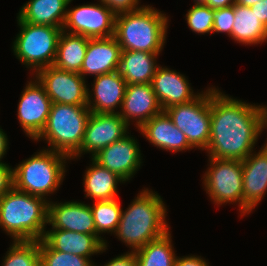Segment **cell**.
Returning <instances> with one entry per match:
<instances>
[{
	"label": "cell",
	"instance_id": "cell-37",
	"mask_svg": "<svg viewBox=\"0 0 267 266\" xmlns=\"http://www.w3.org/2000/svg\"><path fill=\"white\" fill-rule=\"evenodd\" d=\"M175 266H209V264L201 256L188 255L183 257L177 256Z\"/></svg>",
	"mask_w": 267,
	"mask_h": 266
},
{
	"label": "cell",
	"instance_id": "cell-25",
	"mask_svg": "<svg viewBox=\"0 0 267 266\" xmlns=\"http://www.w3.org/2000/svg\"><path fill=\"white\" fill-rule=\"evenodd\" d=\"M91 161L83 178L85 197L95 201L118 199L117 186L125 181L116 173L97 163L92 157Z\"/></svg>",
	"mask_w": 267,
	"mask_h": 266
},
{
	"label": "cell",
	"instance_id": "cell-24",
	"mask_svg": "<svg viewBox=\"0 0 267 266\" xmlns=\"http://www.w3.org/2000/svg\"><path fill=\"white\" fill-rule=\"evenodd\" d=\"M159 54L122 50L117 71L127 85L151 83L159 66L156 61Z\"/></svg>",
	"mask_w": 267,
	"mask_h": 266
},
{
	"label": "cell",
	"instance_id": "cell-2",
	"mask_svg": "<svg viewBox=\"0 0 267 266\" xmlns=\"http://www.w3.org/2000/svg\"><path fill=\"white\" fill-rule=\"evenodd\" d=\"M163 202L158 193L148 188L143 189L128 208L122 210L114 234L133 252L163 236L170 231L166 220L167 209Z\"/></svg>",
	"mask_w": 267,
	"mask_h": 266
},
{
	"label": "cell",
	"instance_id": "cell-20",
	"mask_svg": "<svg viewBox=\"0 0 267 266\" xmlns=\"http://www.w3.org/2000/svg\"><path fill=\"white\" fill-rule=\"evenodd\" d=\"M121 51L115 36L90 38L79 74L86 79L87 75H95L94 77H96L117 71Z\"/></svg>",
	"mask_w": 267,
	"mask_h": 266
},
{
	"label": "cell",
	"instance_id": "cell-26",
	"mask_svg": "<svg viewBox=\"0 0 267 266\" xmlns=\"http://www.w3.org/2000/svg\"><path fill=\"white\" fill-rule=\"evenodd\" d=\"M234 18L232 40L250 46L267 42V27L250 7L234 4Z\"/></svg>",
	"mask_w": 267,
	"mask_h": 266
},
{
	"label": "cell",
	"instance_id": "cell-1",
	"mask_svg": "<svg viewBox=\"0 0 267 266\" xmlns=\"http://www.w3.org/2000/svg\"><path fill=\"white\" fill-rule=\"evenodd\" d=\"M209 158L243 161L263 131L262 105L229 97L211 87Z\"/></svg>",
	"mask_w": 267,
	"mask_h": 266
},
{
	"label": "cell",
	"instance_id": "cell-21",
	"mask_svg": "<svg viewBox=\"0 0 267 266\" xmlns=\"http://www.w3.org/2000/svg\"><path fill=\"white\" fill-rule=\"evenodd\" d=\"M42 240L51 248L81 257H90L107 250V241L98 235L79 233L62 229L45 231Z\"/></svg>",
	"mask_w": 267,
	"mask_h": 266
},
{
	"label": "cell",
	"instance_id": "cell-9",
	"mask_svg": "<svg viewBox=\"0 0 267 266\" xmlns=\"http://www.w3.org/2000/svg\"><path fill=\"white\" fill-rule=\"evenodd\" d=\"M174 125L185 134L193 148L206 150L210 140L211 88L193 101L165 110Z\"/></svg>",
	"mask_w": 267,
	"mask_h": 266
},
{
	"label": "cell",
	"instance_id": "cell-30",
	"mask_svg": "<svg viewBox=\"0 0 267 266\" xmlns=\"http://www.w3.org/2000/svg\"><path fill=\"white\" fill-rule=\"evenodd\" d=\"M2 266H41L38 240L12 241Z\"/></svg>",
	"mask_w": 267,
	"mask_h": 266
},
{
	"label": "cell",
	"instance_id": "cell-8",
	"mask_svg": "<svg viewBox=\"0 0 267 266\" xmlns=\"http://www.w3.org/2000/svg\"><path fill=\"white\" fill-rule=\"evenodd\" d=\"M208 170L203 175V185L217 206L238 203L243 216V166L240 160L209 158Z\"/></svg>",
	"mask_w": 267,
	"mask_h": 266
},
{
	"label": "cell",
	"instance_id": "cell-14",
	"mask_svg": "<svg viewBox=\"0 0 267 266\" xmlns=\"http://www.w3.org/2000/svg\"><path fill=\"white\" fill-rule=\"evenodd\" d=\"M141 157L137 139L135 140V137L127 134L100 150L92 158L127 182L134 177L142 165Z\"/></svg>",
	"mask_w": 267,
	"mask_h": 266
},
{
	"label": "cell",
	"instance_id": "cell-38",
	"mask_svg": "<svg viewBox=\"0 0 267 266\" xmlns=\"http://www.w3.org/2000/svg\"><path fill=\"white\" fill-rule=\"evenodd\" d=\"M250 9L258 19L267 27V0H261L250 6Z\"/></svg>",
	"mask_w": 267,
	"mask_h": 266
},
{
	"label": "cell",
	"instance_id": "cell-16",
	"mask_svg": "<svg viewBox=\"0 0 267 266\" xmlns=\"http://www.w3.org/2000/svg\"><path fill=\"white\" fill-rule=\"evenodd\" d=\"M163 112V109L155 95L151 83L130 84L126 86L121 110L118 113L121 118L130 126L135 122L139 129L153 116ZM135 120V121H133Z\"/></svg>",
	"mask_w": 267,
	"mask_h": 266
},
{
	"label": "cell",
	"instance_id": "cell-31",
	"mask_svg": "<svg viewBox=\"0 0 267 266\" xmlns=\"http://www.w3.org/2000/svg\"><path fill=\"white\" fill-rule=\"evenodd\" d=\"M39 256L41 266H93L90 259L51 249L43 240H39Z\"/></svg>",
	"mask_w": 267,
	"mask_h": 266
},
{
	"label": "cell",
	"instance_id": "cell-19",
	"mask_svg": "<svg viewBox=\"0 0 267 266\" xmlns=\"http://www.w3.org/2000/svg\"><path fill=\"white\" fill-rule=\"evenodd\" d=\"M93 82L92 91L87 88V107L91 113H119L117 108L121 110L127 86L121 74L118 71L102 74L94 77Z\"/></svg>",
	"mask_w": 267,
	"mask_h": 266
},
{
	"label": "cell",
	"instance_id": "cell-22",
	"mask_svg": "<svg viewBox=\"0 0 267 266\" xmlns=\"http://www.w3.org/2000/svg\"><path fill=\"white\" fill-rule=\"evenodd\" d=\"M148 142L162 150L173 153L194 149L183 134L173 123L168 114L153 116L138 129Z\"/></svg>",
	"mask_w": 267,
	"mask_h": 266
},
{
	"label": "cell",
	"instance_id": "cell-28",
	"mask_svg": "<svg viewBox=\"0 0 267 266\" xmlns=\"http://www.w3.org/2000/svg\"><path fill=\"white\" fill-rule=\"evenodd\" d=\"M171 237V232L168 231L136 250L137 266H175L177 256Z\"/></svg>",
	"mask_w": 267,
	"mask_h": 266
},
{
	"label": "cell",
	"instance_id": "cell-40",
	"mask_svg": "<svg viewBox=\"0 0 267 266\" xmlns=\"http://www.w3.org/2000/svg\"><path fill=\"white\" fill-rule=\"evenodd\" d=\"M8 149V138L6 133L3 131V129L0 128V165L6 164L4 161L2 162V158L7 153Z\"/></svg>",
	"mask_w": 267,
	"mask_h": 266
},
{
	"label": "cell",
	"instance_id": "cell-34",
	"mask_svg": "<svg viewBox=\"0 0 267 266\" xmlns=\"http://www.w3.org/2000/svg\"><path fill=\"white\" fill-rule=\"evenodd\" d=\"M99 1L106 7H108L115 15L126 12H132L144 6V5L139 6L140 0H99Z\"/></svg>",
	"mask_w": 267,
	"mask_h": 266
},
{
	"label": "cell",
	"instance_id": "cell-18",
	"mask_svg": "<svg viewBox=\"0 0 267 266\" xmlns=\"http://www.w3.org/2000/svg\"><path fill=\"white\" fill-rule=\"evenodd\" d=\"M48 225L62 229L97 235L90 204L79 201L52 202L48 204Z\"/></svg>",
	"mask_w": 267,
	"mask_h": 266
},
{
	"label": "cell",
	"instance_id": "cell-42",
	"mask_svg": "<svg viewBox=\"0 0 267 266\" xmlns=\"http://www.w3.org/2000/svg\"><path fill=\"white\" fill-rule=\"evenodd\" d=\"M262 111H263V129H265L267 127V106L262 105Z\"/></svg>",
	"mask_w": 267,
	"mask_h": 266
},
{
	"label": "cell",
	"instance_id": "cell-29",
	"mask_svg": "<svg viewBox=\"0 0 267 266\" xmlns=\"http://www.w3.org/2000/svg\"><path fill=\"white\" fill-rule=\"evenodd\" d=\"M118 199L94 201L90 209L94 218L96 233H115L121 219L122 206Z\"/></svg>",
	"mask_w": 267,
	"mask_h": 266
},
{
	"label": "cell",
	"instance_id": "cell-27",
	"mask_svg": "<svg viewBox=\"0 0 267 266\" xmlns=\"http://www.w3.org/2000/svg\"><path fill=\"white\" fill-rule=\"evenodd\" d=\"M90 38L62 31L57 44L54 66L68 72L79 73Z\"/></svg>",
	"mask_w": 267,
	"mask_h": 266
},
{
	"label": "cell",
	"instance_id": "cell-33",
	"mask_svg": "<svg viewBox=\"0 0 267 266\" xmlns=\"http://www.w3.org/2000/svg\"><path fill=\"white\" fill-rule=\"evenodd\" d=\"M235 22L234 5L214 10L213 33H227L232 39V28Z\"/></svg>",
	"mask_w": 267,
	"mask_h": 266
},
{
	"label": "cell",
	"instance_id": "cell-43",
	"mask_svg": "<svg viewBox=\"0 0 267 266\" xmlns=\"http://www.w3.org/2000/svg\"><path fill=\"white\" fill-rule=\"evenodd\" d=\"M207 0H194L195 4H205Z\"/></svg>",
	"mask_w": 267,
	"mask_h": 266
},
{
	"label": "cell",
	"instance_id": "cell-13",
	"mask_svg": "<svg viewBox=\"0 0 267 266\" xmlns=\"http://www.w3.org/2000/svg\"><path fill=\"white\" fill-rule=\"evenodd\" d=\"M51 105L52 101L38 79L34 77L33 81H28L19 100L17 117L29 138L35 140L41 134L47 123Z\"/></svg>",
	"mask_w": 267,
	"mask_h": 266
},
{
	"label": "cell",
	"instance_id": "cell-17",
	"mask_svg": "<svg viewBox=\"0 0 267 266\" xmlns=\"http://www.w3.org/2000/svg\"><path fill=\"white\" fill-rule=\"evenodd\" d=\"M185 75L159 65L152 78L151 86L163 109L186 104L197 98L201 92L194 93Z\"/></svg>",
	"mask_w": 267,
	"mask_h": 266
},
{
	"label": "cell",
	"instance_id": "cell-23",
	"mask_svg": "<svg viewBox=\"0 0 267 266\" xmlns=\"http://www.w3.org/2000/svg\"><path fill=\"white\" fill-rule=\"evenodd\" d=\"M73 0H29L17 15L20 21L30 24L49 25L62 28L67 6Z\"/></svg>",
	"mask_w": 267,
	"mask_h": 266
},
{
	"label": "cell",
	"instance_id": "cell-4",
	"mask_svg": "<svg viewBox=\"0 0 267 266\" xmlns=\"http://www.w3.org/2000/svg\"><path fill=\"white\" fill-rule=\"evenodd\" d=\"M169 17L152 6L116 15L115 38L121 50L161 53Z\"/></svg>",
	"mask_w": 267,
	"mask_h": 266
},
{
	"label": "cell",
	"instance_id": "cell-12",
	"mask_svg": "<svg viewBox=\"0 0 267 266\" xmlns=\"http://www.w3.org/2000/svg\"><path fill=\"white\" fill-rule=\"evenodd\" d=\"M128 128L129 125L118 113H91L82 145L71 160L78 159L85 153L95 156L100 150L130 134Z\"/></svg>",
	"mask_w": 267,
	"mask_h": 266
},
{
	"label": "cell",
	"instance_id": "cell-41",
	"mask_svg": "<svg viewBox=\"0 0 267 266\" xmlns=\"http://www.w3.org/2000/svg\"><path fill=\"white\" fill-rule=\"evenodd\" d=\"M261 0H236L235 4L250 7Z\"/></svg>",
	"mask_w": 267,
	"mask_h": 266
},
{
	"label": "cell",
	"instance_id": "cell-39",
	"mask_svg": "<svg viewBox=\"0 0 267 266\" xmlns=\"http://www.w3.org/2000/svg\"><path fill=\"white\" fill-rule=\"evenodd\" d=\"M235 2L236 0H207L205 5L215 10V9L233 6Z\"/></svg>",
	"mask_w": 267,
	"mask_h": 266
},
{
	"label": "cell",
	"instance_id": "cell-7",
	"mask_svg": "<svg viewBox=\"0 0 267 266\" xmlns=\"http://www.w3.org/2000/svg\"><path fill=\"white\" fill-rule=\"evenodd\" d=\"M20 28L12 45L16 58L36 74L54 64L62 28L30 24L17 18Z\"/></svg>",
	"mask_w": 267,
	"mask_h": 266
},
{
	"label": "cell",
	"instance_id": "cell-11",
	"mask_svg": "<svg viewBox=\"0 0 267 266\" xmlns=\"http://www.w3.org/2000/svg\"><path fill=\"white\" fill-rule=\"evenodd\" d=\"M32 74L43 85L52 103L87 105L88 84L79 73L51 65Z\"/></svg>",
	"mask_w": 267,
	"mask_h": 266
},
{
	"label": "cell",
	"instance_id": "cell-35",
	"mask_svg": "<svg viewBox=\"0 0 267 266\" xmlns=\"http://www.w3.org/2000/svg\"><path fill=\"white\" fill-rule=\"evenodd\" d=\"M13 187V168L9 164L0 165V198Z\"/></svg>",
	"mask_w": 267,
	"mask_h": 266
},
{
	"label": "cell",
	"instance_id": "cell-3",
	"mask_svg": "<svg viewBox=\"0 0 267 266\" xmlns=\"http://www.w3.org/2000/svg\"><path fill=\"white\" fill-rule=\"evenodd\" d=\"M49 200L16 189L0 198V227L13 241L42 240L48 224Z\"/></svg>",
	"mask_w": 267,
	"mask_h": 266
},
{
	"label": "cell",
	"instance_id": "cell-32",
	"mask_svg": "<svg viewBox=\"0 0 267 266\" xmlns=\"http://www.w3.org/2000/svg\"><path fill=\"white\" fill-rule=\"evenodd\" d=\"M188 27L195 33H213L214 9L205 4H194L187 12Z\"/></svg>",
	"mask_w": 267,
	"mask_h": 266
},
{
	"label": "cell",
	"instance_id": "cell-10",
	"mask_svg": "<svg viewBox=\"0 0 267 266\" xmlns=\"http://www.w3.org/2000/svg\"><path fill=\"white\" fill-rule=\"evenodd\" d=\"M116 15L101 2L67 9L64 32L88 38H106L115 34Z\"/></svg>",
	"mask_w": 267,
	"mask_h": 266
},
{
	"label": "cell",
	"instance_id": "cell-5",
	"mask_svg": "<svg viewBox=\"0 0 267 266\" xmlns=\"http://www.w3.org/2000/svg\"><path fill=\"white\" fill-rule=\"evenodd\" d=\"M66 160L71 159L46 148L40 150L14 167L13 186L25 193L46 199L51 193H55L63 182L67 172Z\"/></svg>",
	"mask_w": 267,
	"mask_h": 266
},
{
	"label": "cell",
	"instance_id": "cell-36",
	"mask_svg": "<svg viewBox=\"0 0 267 266\" xmlns=\"http://www.w3.org/2000/svg\"><path fill=\"white\" fill-rule=\"evenodd\" d=\"M93 266H96L94 262ZM103 266H137V258L135 252L128 251L127 253L112 258V260L108 261Z\"/></svg>",
	"mask_w": 267,
	"mask_h": 266
},
{
	"label": "cell",
	"instance_id": "cell-6",
	"mask_svg": "<svg viewBox=\"0 0 267 266\" xmlns=\"http://www.w3.org/2000/svg\"><path fill=\"white\" fill-rule=\"evenodd\" d=\"M90 115L87 105L52 103L47 123L34 141L44 139L47 149L71 159L82 145Z\"/></svg>",
	"mask_w": 267,
	"mask_h": 266
},
{
	"label": "cell",
	"instance_id": "cell-15",
	"mask_svg": "<svg viewBox=\"0 0 267 266\" xmlns=\"http://www.w3.org/2000/svg\"><path fill=\"white\" fill-rule=\"evenodd\" d=\"M254 152L242 161L243 216L250 214L267 192V144Z\"/></svg>",
	"mask_w": 267,
	"mask_h": 266
}]
</instances>
